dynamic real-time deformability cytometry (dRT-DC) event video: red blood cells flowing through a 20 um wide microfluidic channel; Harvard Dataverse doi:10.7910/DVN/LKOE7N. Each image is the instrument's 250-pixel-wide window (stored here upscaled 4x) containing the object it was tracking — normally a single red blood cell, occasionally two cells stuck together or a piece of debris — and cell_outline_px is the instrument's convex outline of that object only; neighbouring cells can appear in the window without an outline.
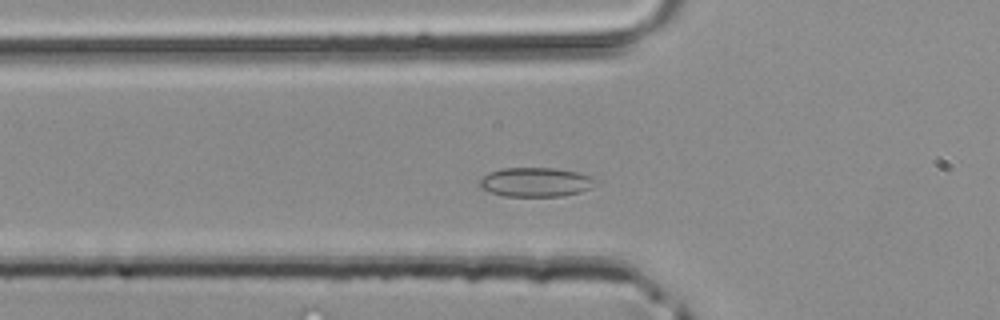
{"species": "common noctule bat (a hibernating species)", "species_latin": "Nyctalus noctula", "temperature_condition": "room temperature", "stored_images_in_passage": 34, "camera_frame_rate_fps": 3000, "um_per_image_px": 0.085, "animal": {"sex": "male", "body_mass_g": 20.4}, "frame": {"image": 1, "passage_image": 4, "time_ms": 1.0, "image_size_px": [1000, 320], "cell_outline_px": [[600, 180], [588, 188], [580, 192], [564, 196], [504, 196], [480, 188], [480, 180], [488, 172], [504, 168], [552, 168], [576, 172], [592, 176]], "centroid_in_image_um": [45.55, 15.48], "position_along_channel_um": 80.2, "area_um2": 19.65}}
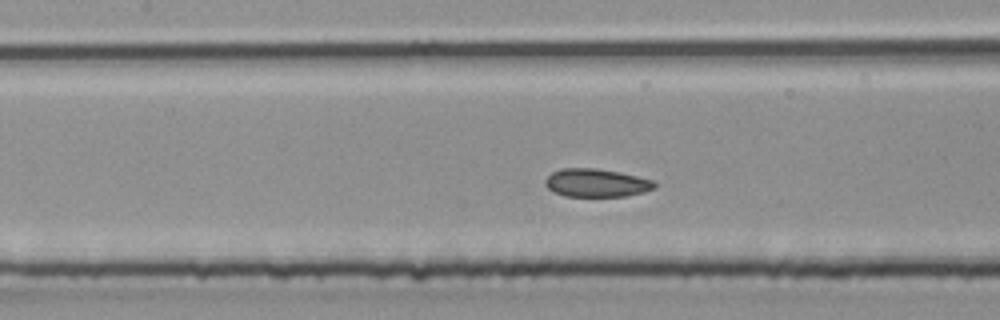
{"frame": {"image": 2, "passage_image": 9, "time_ms": 2.667, "image_size_px": [1000, 320], "cell_outline_px": [[656, 188], [644, 192], [624, 196], [564, 196], [552, 192], [544, 184], [544, 180], [552, 172], [560, 168], [596, 168], [636, 176], [652, 180], [656, 184]], "centroid_in_image_um": [50.64, 15.55], "position_along_channel_um": 156.8, "area_um2": 17.92}}
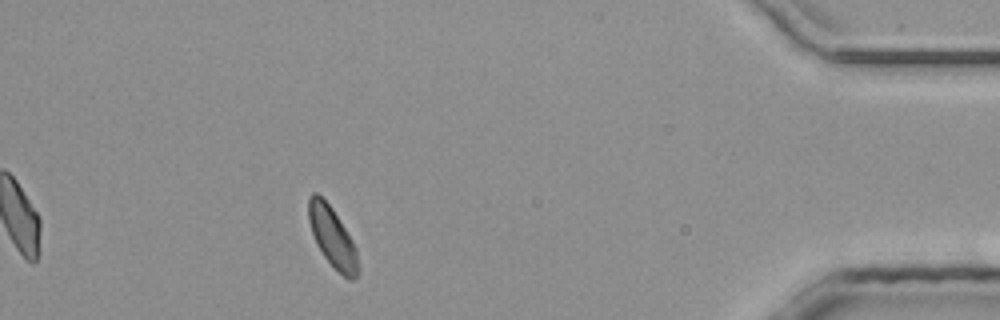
{"frame": {"image": 3, "passage_image": 29, "time_ms": 9.333, "image_size_px": [1000, 320], "cell_outline_px": [[360, 272], [352, 280], [348, 280], [324, 256], [316, 244], [308, 220], [308, 196], [312, 192], [316, 192], [332, 208], [352, 240], [356, 248], [360, 268]], "centroid_in_image_um": [28.26, 20.16], "position_along_channel_um": 406.9, "area_um2": 17.22}}